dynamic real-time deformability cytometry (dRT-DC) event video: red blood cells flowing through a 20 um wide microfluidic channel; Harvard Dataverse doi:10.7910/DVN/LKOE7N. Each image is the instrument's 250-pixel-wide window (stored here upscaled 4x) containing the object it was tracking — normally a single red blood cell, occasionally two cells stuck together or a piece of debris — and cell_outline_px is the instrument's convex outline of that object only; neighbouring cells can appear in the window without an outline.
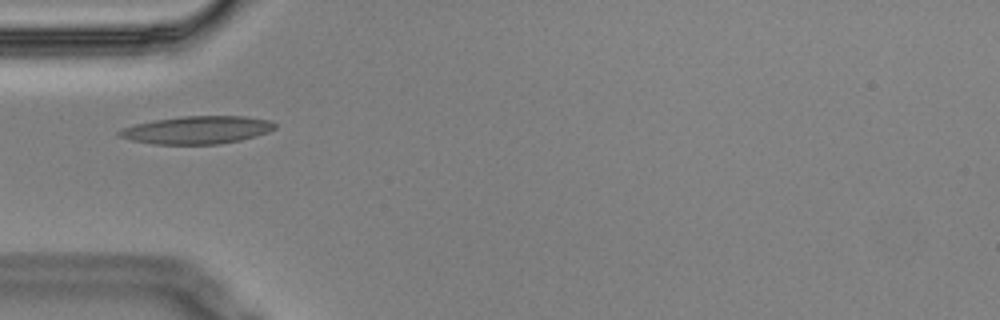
{"species": "Egyptian fruit bat (a non-hibernating species)", "species_latin": "Rousettus aegyptiacus", "temperature_condition": "cold", "stored_images_in_passage": 11, "camera_frame_rate_fps": 3000, "um_per_image_px": 0.085, "animal": {"sex": "male"}, "frame": {"image": 1, "passage_image": 1, "time_ms": 0.0, "image_size_px": [1000, 320], "cell_outline_px": [[276, 128], [268, 132], [256, 136], [240, 140], [220, 144], [156, 144], [132, 140], [120, 136], [116, 132], [124, 128], [136, 124], [152, 120], [184, 116], [244, 116], [272, 120], [276, 124]], "centroid_in_image_um": [16.8, 11.04], "position_along_channel_um": 68.2, "area_um2": 25.14}}
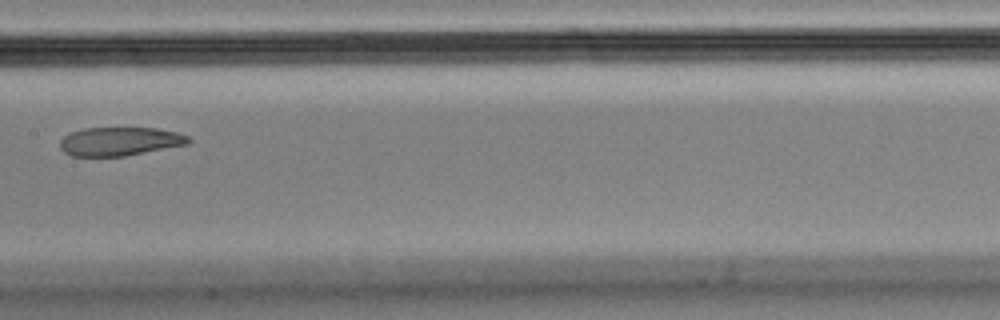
{"frame": {"image": 2, "passage_image": 4, "time_ms": 1.0, "image_size_px": [1000, 320], "cell_outline_px": [[192, 140], [188, 144], [124, 156], [72, 156], [64, 152], [60, 148], [60, 140], [64, 136], [72, 132], [84, 128], [156, 128], [176, 132], [188, 136]], "centroid_in_image_um": [10.18, 12.02], "position_along_channel_um": 197.2, "area_um2": 21.33}}
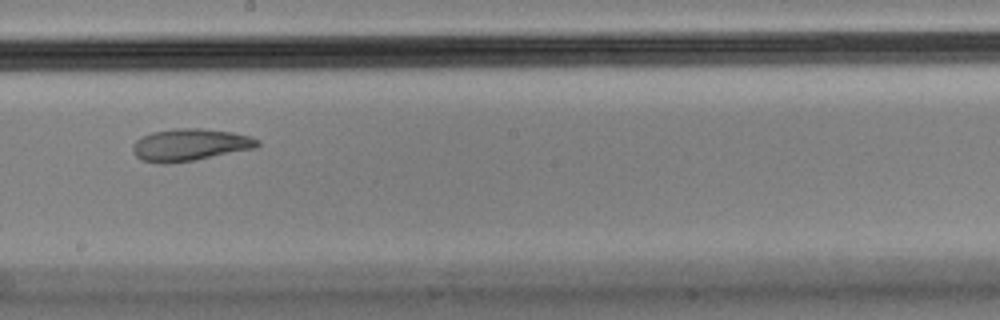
{"frame": {"image": 3, "passage_image": 5, "time_ms": 1.333, "image_size_px": [1000, 320], "cell_outline_px": [[260, 144], [256, 148], [192, 160], [168, 164], [160, 164], [140, 160], [132, 152], [132, 144], [136, 140], [152, 132], [172, 128], [200, 128], [232, 132], [252, 136], [260, 140]], "centroid_in_image_um": [16.13, 12.31], "position_along_channel_um": 232.1, "area_um2": 23.52}}